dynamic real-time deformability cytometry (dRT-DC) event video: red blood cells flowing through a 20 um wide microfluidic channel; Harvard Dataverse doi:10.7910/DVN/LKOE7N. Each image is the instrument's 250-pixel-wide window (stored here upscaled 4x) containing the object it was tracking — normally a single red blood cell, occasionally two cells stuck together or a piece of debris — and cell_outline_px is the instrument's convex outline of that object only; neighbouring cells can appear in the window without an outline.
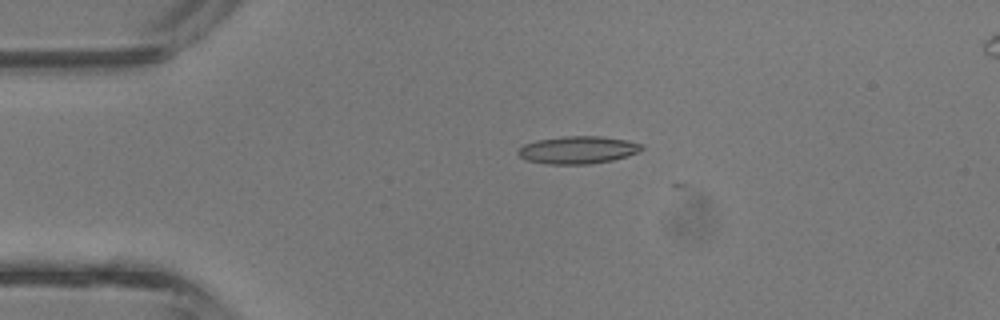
{"species": "common noctule bat (a hibernating species)", "species_latin": "Nyctalus noctula", "temperature_condition": "room temperature", "stored_images_in_passage": 3, "camera_frame_rate_fps": 3000, "um_per_image_px": 0.085, "animal": {"sex": "male", "body_mass_g": 13.3}, "frame": {"image": 1, "passage_image": 1, "time_ms": 0.0, "image_size_px": [1000, 320], "cell_outline_px": [[644, 148], [640, 152], [628, 156], [612, 160], [588, 164], [548, 164], [524, 160], [516, 152], [524, 144], [536, 140], [564, 136], [600, 136], [624, 140], [640, 144]], "centroid_in_image_um": [49.09, 12.75], "position_along_channel_um": 35.9, "area_um2": 19.83}}